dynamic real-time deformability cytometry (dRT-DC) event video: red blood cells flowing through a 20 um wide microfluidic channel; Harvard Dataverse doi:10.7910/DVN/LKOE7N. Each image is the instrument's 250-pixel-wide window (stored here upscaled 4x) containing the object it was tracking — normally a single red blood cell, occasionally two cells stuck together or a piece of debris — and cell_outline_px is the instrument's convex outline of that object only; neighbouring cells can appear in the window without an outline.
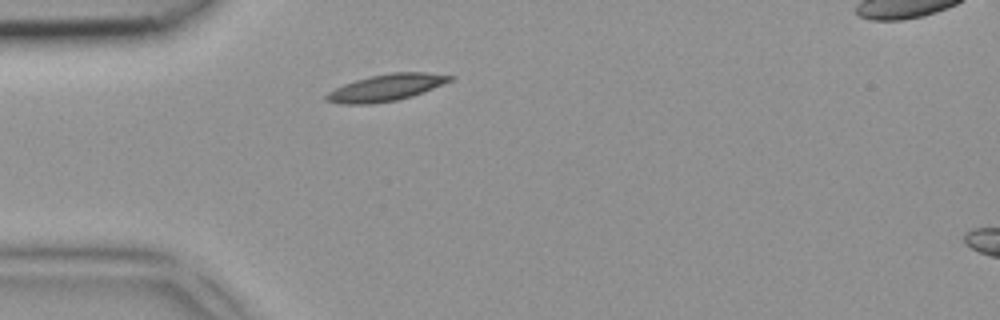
{"species": "common noctule bat (a hibernating species)", "species_latin": "Nyctalus noctula", "temperature_condition": "room temperature", "stored_images_in_passage": 2, "camera_frame_rate_fps": 3000, "um_per_image_px": 0.085, "animal": {"sex": "female", "body_mass_g": 18.4}, "frame": {"image": 1, "passage_image": 2, "time_ms": 0.333, "image_size_px": [1000, 320], "cell_outline_px": [[456, 76], [452, 80], [412, 96], [396, 100], [372, 104], [340, 104], [328, 100], [324, 96], [328, 92], [344, 84], [368, 76], [392, 72], [424, 72]], "centroid_in_image_um": [32.82, 7.44], "position_along_channel_um": 52.2, "area_um2": 19.07}}